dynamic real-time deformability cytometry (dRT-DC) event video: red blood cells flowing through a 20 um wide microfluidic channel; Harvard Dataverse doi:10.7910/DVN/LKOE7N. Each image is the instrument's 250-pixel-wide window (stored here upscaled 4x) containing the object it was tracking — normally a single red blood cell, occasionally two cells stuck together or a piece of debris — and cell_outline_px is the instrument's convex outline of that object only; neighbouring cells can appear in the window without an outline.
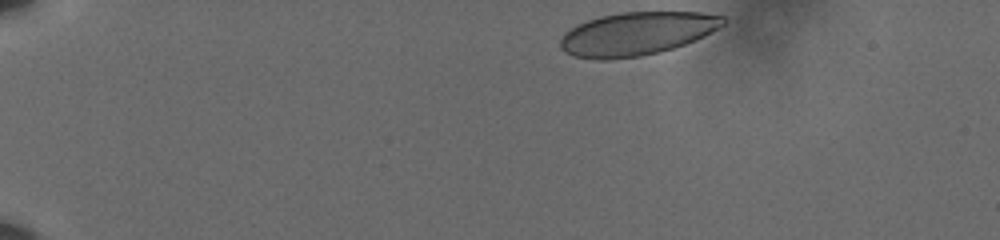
{"species": "human", "species_latin": "Homo sapiens", "temperature_condition": "cold", "stored_images_in_passage": 43, "camera_frame_rate_fps": 3000, "um_per_image_px": 0.085, "donor": {"sex": "male"}, "frame": {"image": 1, "passage_image": 1, "time_ms": 0.0, "image_size_px": [1000, 240], "cell_outline_px": [[724, 24], [704, 36], [696, 40], [660, 52], [640, 56], [608, 60], [596, 60], [572, 56], [560, 48], [560, 40], [564, 32], [576, 24], [600, 16], [620, 12], [700, 12], [724, 16]], "centroid_in_image_um": [54.08, 2.87], "position_along_channel_um": 30.9, "area_um2": 41.15}}
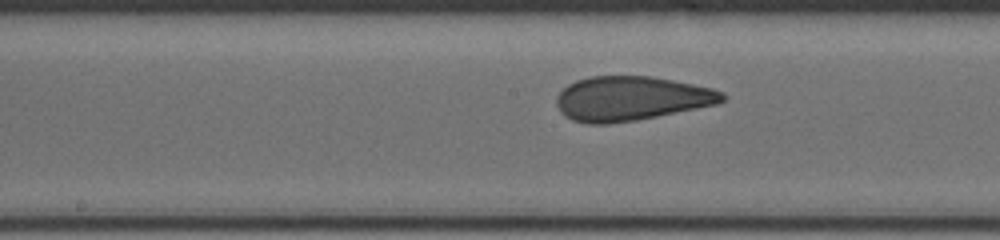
{"frame": {"image": 2, "passage_image": 23, "time_ms": 7.333, "image_size_px": [1000, 240], "cell_outline_px": [[724, 100], [716, 104], [636, 120], [608, 124], [588, 124], [572, 120], [560, 112], [556, 104], [556, 96], [568, 84], [576, 80], [588, 76], [652, 76], [712, 88], [724, 92]], "centroid_in_image_um": [53.6, 8.37], "position_along_channel_um": 194.6, "area_um2": 42.71}}
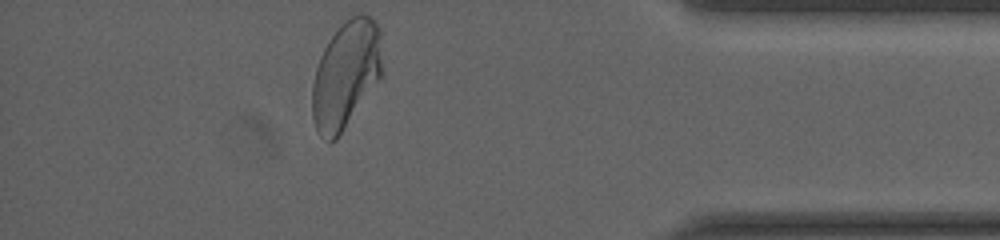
{"frame": {"image": 3, "passage_image": 43, "time_ms": 14.0, "image_size_px": [1000, 240], "cell_outline_px": [[380, 76], [336, 140], [328, 144], [320, 136], [316, 128], [312, 116], [312, 84], [316, 68], [320, 56], [324, 48], [332, 36], [352, 16], [360, 12], [364, 12], [372, 16], [376, 20], [380, 28]], "centroid_in_image_um": [29.37, 6.34], "position_along_channel_um": 405.8, "area_um2": 43.12}, "authors_computed_cell_mechanics": {"area_um2": 42.5408, "velocity_mm_per_s": 3.5972, "shape_relaxation_time_tau1_ms": 10.5705, "shape_relaxation_time_tau2_ms": 0.7616, "deformation_change_tau1": 0.2142, "deformation_change_tau2": 0.0658}}